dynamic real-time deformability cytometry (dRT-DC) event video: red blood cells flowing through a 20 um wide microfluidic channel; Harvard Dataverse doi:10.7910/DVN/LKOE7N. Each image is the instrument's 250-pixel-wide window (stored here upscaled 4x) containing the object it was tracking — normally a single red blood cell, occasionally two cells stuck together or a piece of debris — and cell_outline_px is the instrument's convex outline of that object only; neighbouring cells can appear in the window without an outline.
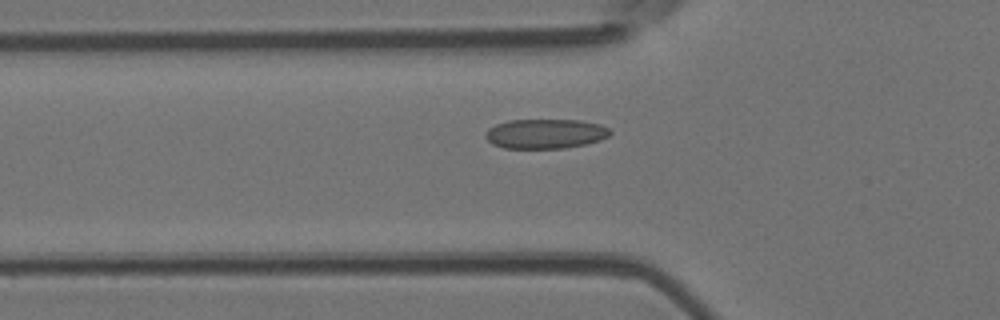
{"species": "Egyptian fruit bat (a non-hibernating species)", "species_latin": "Rousettus aegyptiacus", "temperature_condition": "room temperature", "stored_images_in_passage": 47, "camera_frame_rate_fps": 3000, "um_per_image_px": 0.085, "animal": {"sex": "female"}, "frame": {"image": 1, "passage_image": 17, "time_ms": 5.333, "image_size_px": [1000, 320], "cell_outline_px": [[612, 132], [608, 136], [600, 140], [584, 144], [564, 148], [504, 148], [492, 144], [484, 136], [488, 128], [496, 124], [508, 120], [580, 120], [600, 124], [608, 128]], "centroid_in_image_um": [46.34, 11.36], "position_along_channel_um": 79.5, "area_um2": 21.5}}
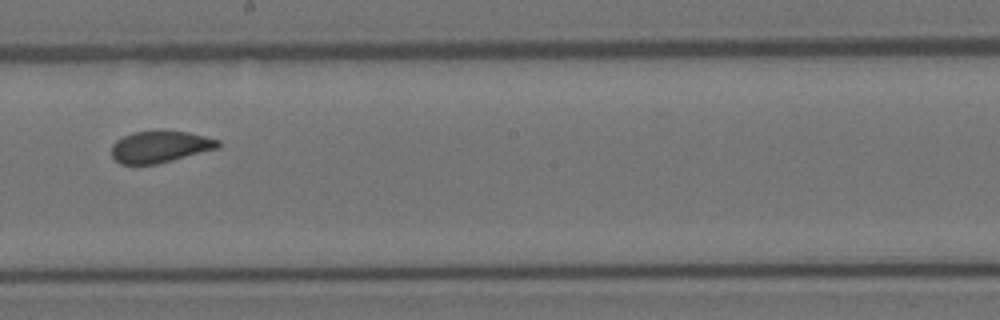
{"frame": {"image": 2, "passage_image": 29, "time_ms": 9.333, "image_size_px": [1000, 320], "cell_outline_px": [[220, 148], [156, 164], [120, 164], [112, 156], [112, 144], [116, 140], [132, 132], [188, 132], [220, 140]], "centroid_in_image_um": [13.61, 12.49], "position_along_channel_um": 234.6, "area_um2": 19.36}}
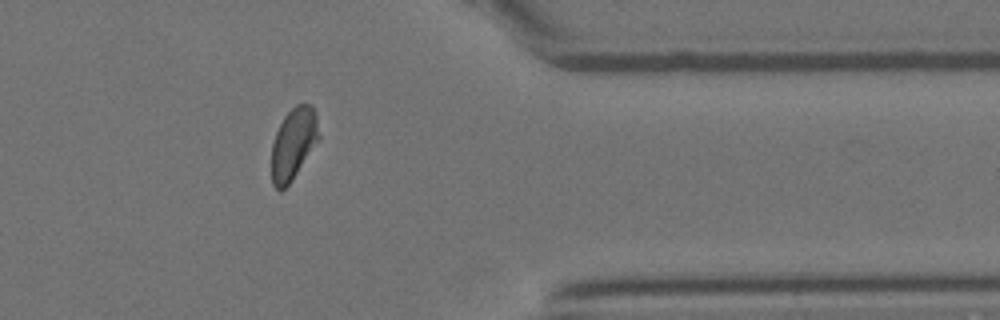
{"frame": {"image": 3, "passage_image": 42, "time_ms": 13.667, "image_size_px": [1000, 320], "cell_outline_px": [[320, 140], [292, 180], [280, 192], [272, 184], [272, 144], [276, 132], [284, 116], [296, 104], [312, 104], [316, 112], [320, 136]], "centroid_in_image_um": [24.97, 12.2], "position_along_channel_um": 386.4, "area_um2": 19.94}}